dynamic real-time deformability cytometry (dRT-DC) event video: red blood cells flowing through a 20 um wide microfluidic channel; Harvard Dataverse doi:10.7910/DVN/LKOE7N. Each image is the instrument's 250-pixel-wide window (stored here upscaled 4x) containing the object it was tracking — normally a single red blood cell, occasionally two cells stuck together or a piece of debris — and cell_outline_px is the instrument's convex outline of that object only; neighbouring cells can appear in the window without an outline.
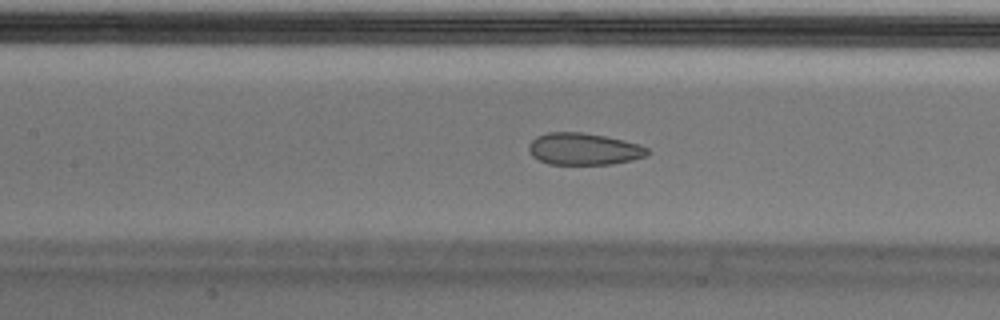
{"species": "Egyptian fruit bat (a non-hibernating species)", "species_latin": "Rousettus aegyptiacus", "temperature_condition": "cold", "stored_images_in_passage": 54, "camera_frame_rate_fps": 3000, "um_per_image_px": 0.085, "animal": {"sex": "male"}, "frame": {"image": 1, "passage_image": 24, "time_ms": 7.667, "image_size_px": [1000, 320], "cell_outline_px": [[648, 156], [632, 160], [612, 164], [548, 164], [532, 156], [528, 152], [528, 144], [536, 136], [548, 132], [584, 132], [604, 136], [640, 144], [648, 148]], "centroid_in_image_um": [49.61, 12.66], "position_along_channel_um": 157.8, "area_um2": 22.2}}